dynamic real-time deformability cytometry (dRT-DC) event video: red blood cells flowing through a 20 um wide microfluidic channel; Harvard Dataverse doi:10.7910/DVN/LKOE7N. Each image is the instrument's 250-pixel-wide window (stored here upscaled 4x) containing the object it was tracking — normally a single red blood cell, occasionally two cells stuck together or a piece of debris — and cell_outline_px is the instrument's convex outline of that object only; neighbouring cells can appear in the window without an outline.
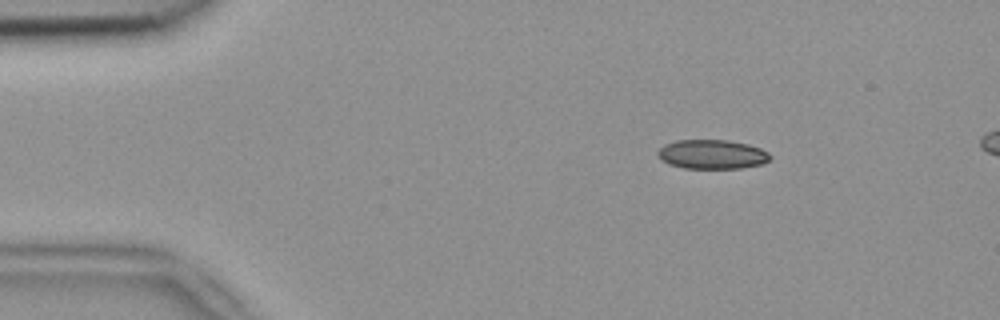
{"species": "common noctule bat (a hibernating species)", "species_latin": "Nyctalus noctula", "temperature_condition": "room temperature", "stored_images_in_passage": 3, "camera_frame_rate_fps": 3000, "um_per_image_px": 0.085, "animal": {"sex": "female", "body_mass_g": 18.4}, "frame": {"image": 1, "passage_image": 1, "time_ms": 0.0, "image_size_px": [1000, 320], "cell_outline_px": [[772, 156], [764, 164], [740, 168], [684, 168], [668, 164], [660, 160], [656, 152], [664, 144], [676, 140], [728, 140], [748, 144], [760, 148], [768, 152]], "centroid_in_image_um": [60.51, 13.12], "position_along_channel_um": 24.5, "area_um2": 19.31}}